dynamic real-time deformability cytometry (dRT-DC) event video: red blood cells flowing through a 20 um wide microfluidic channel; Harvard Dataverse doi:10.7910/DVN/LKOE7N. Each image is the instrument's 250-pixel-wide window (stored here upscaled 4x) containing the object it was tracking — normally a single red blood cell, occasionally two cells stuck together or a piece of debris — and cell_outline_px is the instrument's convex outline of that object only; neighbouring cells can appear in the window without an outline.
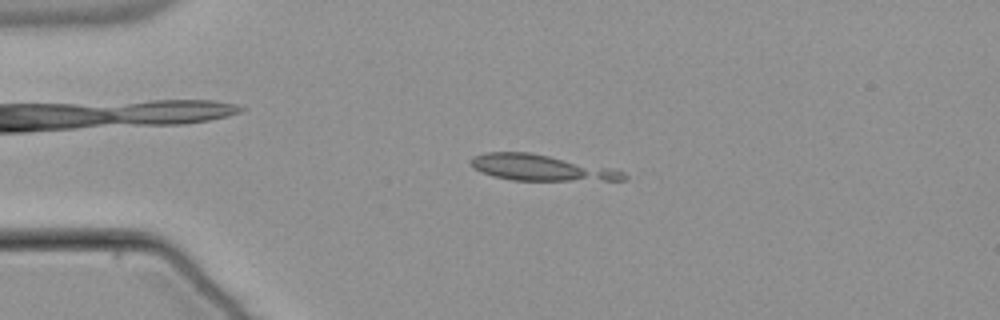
{"species": "common noctule bat (a hibernating species)", "species_latin": "Nyctalus noctula", "temperature_condition": "warm", "stored_images_in_passage": 10, "camera_frame_rate_fps": 3000, "um_per_image_px": 0.085, "animal": {"sex": "male", "body_mass_g": 21.5, "forearm_length_mm": 52.0}, "frame": {"image": 1, "passage_image": 9, "time_ms": 2.667, "image_size_px": [1000, 320], "cell_outline_px": [[628, 180], [512, 180], [492, 176], [480, 172], [472, 168], [468, 160], [472, 156], [484, 152], [528, 152], [548, 156], [624, 172], [628, 176]], "centroid_in_image_um": [45.82, 14.26], "position_along_channel_um": 39.2, "area_um2": 22.66}}